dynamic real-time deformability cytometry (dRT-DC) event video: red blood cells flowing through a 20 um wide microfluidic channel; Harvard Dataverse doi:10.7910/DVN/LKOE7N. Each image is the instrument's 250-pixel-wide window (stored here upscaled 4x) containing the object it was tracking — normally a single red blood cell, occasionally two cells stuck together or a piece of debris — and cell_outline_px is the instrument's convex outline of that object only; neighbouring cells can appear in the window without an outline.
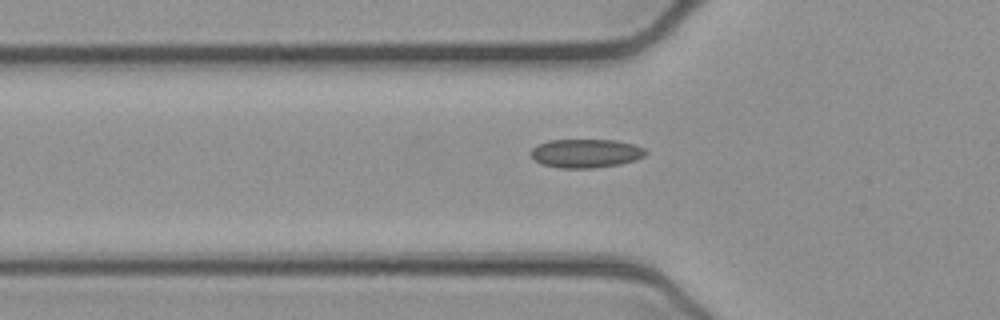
{"species": "common noctule bat (a hibernating species)", "species_latin": "Nyctalus noctula", "temperature_condition": "cold", "stored_images_in_passage": 37, "camera_frame_rate_fps": 3000, "um_per_image_px": 0.085, "animal": {"sex": "female", "body_mass_g": 21.9}, "frame": {"image": 1, "passage_image": 8, "time_ms": 2.333, "image_size_px": [1000, 320], "cell_outline_px": [[648, 152], [644, 156], [636, 160], [620, 164], [592, 168], [560, 168], [544, 164], [536, 160], [532, 156], [532, 148], [548, 140], [616, 140], [632, 144], [644, 148]], "centroid_in_image_um": [49.84, 13.03], "position_along_channel_um": 76.0, "area_um2": 19.02}}
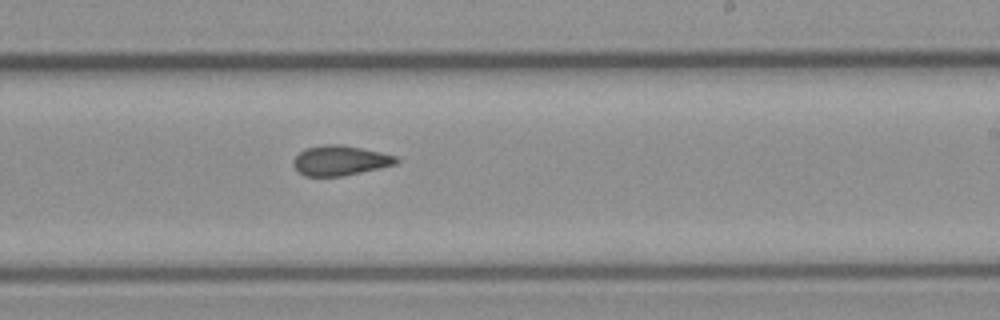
{"frame": {"image": 2, "passage_image": 22, "time_ms": 7.0, "image_size_px": [1000, 320], "cell_outline_px": [[400, 160], [396, 164], [380, 168], [344, 176], [304, 176], [292, 164], [292, 160], [300, 152], [308, 148], [324, 144], [340, 144], [380, 152], [396, 156]], "centroid_in_image_um": [28.92, 13.65], "position_along_channel_um": 260.1, "area_um2": 17.86}}
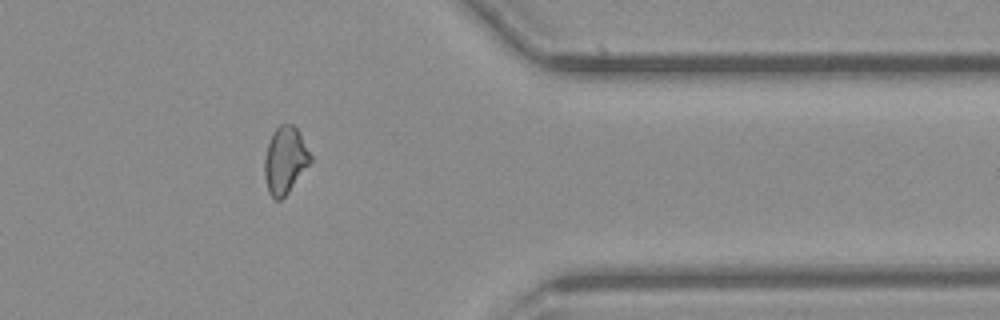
{"frame": {"image": 3, "passage_image": 33, "time_ms": 10.667, "image_size_px": [1000, 320], "cell_outline_px": [[312, 160], [288, 192], [280, 200], [276, 200], [268, 192], [264, 176], [264, 160], [268, 144], [272, 132], [280, 124], [292, 124], [300, 132], [312, 156]], "centroid_in_image_um": [24.23, 13.6], "position_along_channel_um": 387.2, "area_um2": 17.86}, "authors_computed_cell_mechanics": {"area_um2": 18.2648, "velocity_mm_per_s": 3.9201, "shape_relaxation_time_tau1_ms": null, "shape_relaxation_time_tau2_ms": 3.3647, "deformation_change_tau1": null, "deformation_change_tau2": 0.0823}}